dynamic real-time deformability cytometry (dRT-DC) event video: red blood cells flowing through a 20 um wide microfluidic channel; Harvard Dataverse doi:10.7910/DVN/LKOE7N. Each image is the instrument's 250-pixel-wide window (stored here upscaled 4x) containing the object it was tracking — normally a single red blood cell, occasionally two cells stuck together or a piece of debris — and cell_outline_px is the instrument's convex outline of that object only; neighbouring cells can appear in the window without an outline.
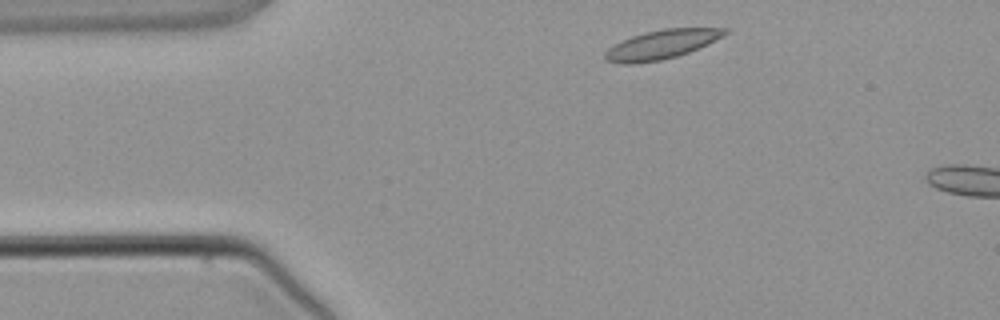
{"species": "common noctule bat (a hibernating species)", "species_latin": "Nyctalus noctula", "temperature_condition": "warm", "stored_images_in_passage": 2, "camera_frame_rate_fps": 3000, "um_per_image_px": 0.085, "animal": {"sex": "male", "body_mass_g": 21.5, "forearm_length_mm": 52.0}, "frame": {"image": 1, "passage_image": 1, "time_ms": 0.0, "image_size_px": [1000, 320], "cell_outline_px": [[732, 28], [728, 32], [688, 52], [676, 56], [660, 60], [632, 64], [620, 64], [604, 60], [604, 52], [608, 48], [632, 36], [644, 32], [664, 28]], "centroid_in_image_um": [56.16, 3.78], "position_along_channel_um": 28.8, "area_um2": 19.88}}